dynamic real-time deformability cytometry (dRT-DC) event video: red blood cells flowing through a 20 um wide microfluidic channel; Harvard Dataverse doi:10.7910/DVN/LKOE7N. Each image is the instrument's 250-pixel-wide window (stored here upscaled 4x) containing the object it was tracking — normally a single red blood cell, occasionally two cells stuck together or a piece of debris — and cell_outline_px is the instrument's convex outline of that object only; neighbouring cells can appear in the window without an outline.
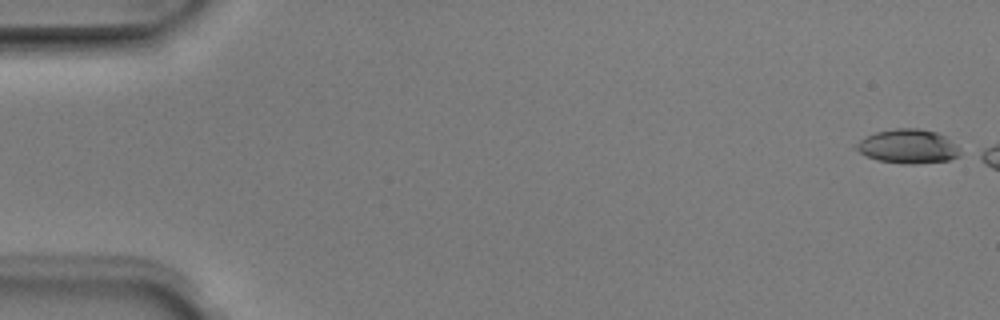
{"species": "Egyptian fruit bat (a non-hibernating species)", "species_latin": "Rousettus aegyptiacus", "temperature_condition": "room temperature", "stored_images_in_passage": 3, "camera_frame_rate_fps": 3000, "um_per_image_px": 0.085, "animal": {"sex": "male"}, "frame": {"image": 1, "passage_image": 1, "time_ms": 0.0, "image_size_px": [1000, 320], "cell_outline_px": [[968, 152], [960, 156], [948, 160], [916, 164], [904, 164], [876, 160], [864, 156], [852, 148], [852, 144], [864, 136], [876, 132], [896, 128], [920, 128], [936, 132], [944, 136]], "centroid_in_image_um": [77.17, 12.45], "position_along_channel_um": 7.8, "area_um2": 21.44}}